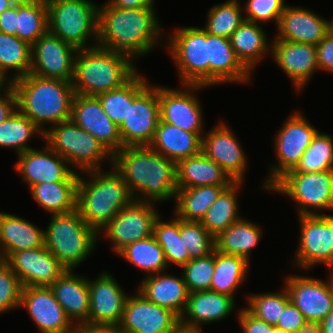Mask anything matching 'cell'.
Wrapping results in <instances>:
<instances>
[{
	"mask_svg": "<svg viewBox=\"0 0 333 333\" xmlns=\"http://www.w3.org/2000/svg\"><path fill=\"white\" fill-rule=\"evenodd\" d=\"M11 83L0 73V92L6 89Z\"/></svg>",
	"mask_w": 333,
	"mask_h": 333,
	"instance_id": "03108f58",
	"label": "cell"
},
{
	"mask_svg": "<svg viewBox=\"0 0 333 333\" xmlns=\"http://www.w3.org/2000/svg\"><path fill=\"white\" fill-rule=\"evenodd\" d=\"M273 61L286 73L295 91L302 92L317 70L316 46L285 40L272 39Z\"/></svg>",
	"mask_w": 333,
	"mask_h": 333,
	"instance_id": "d4e9b609",
	"label": "cell"
},
{
	"mask_svg": "<svg viewBox=\"0 0 333 333\" xmlns=\"http://www.w3.org/2000/svg\"><path fill=\"white\" fill-rule=\"evenodd\" d=\"M17 7L11 6L0 14V32L16 36Z\"/></svg>",
	"mask_w": 333,
	"mask_h": 333,
	"instance_id": "680465c9",
	"label": "cell"
},
{
	"mask_svg": "<svg viewBox=\"0 0 333 333\" xmlns=\"http://www.w3.org/2000/svg\"><path fill=\"white\" fill-rule=\"evenodd\" d=\"M203 134L188 132L159 121L149 147L177 164L180 160L201 152Z\"/></svg>",
	"mask_w": 333,
	"mask_h": 333,
	"instance_id": "1f68e13d",
	"label": "cell"
},
{
	"mask_svg": "<svg viewBox=\"0 0 333 333\" xmlns=\"http://www.w3.org/2000/svg\"><path fill=\"white\" fill-rule=\"evenodd\" d=\"M88 170L79 174L76 209L87 225L98 233L134 198L112 166L105 171ZM87 177H82L81 175Z\"/></svg>",
	"mask_w": 333,
	"mask_h": 333,
	"instance_id": "3957f363",
	"label": "cell"
},
{
	"mask_svg": "<svg viewBox=\"0 0 333 333\" xmlns=\"http://www.w3.org/2000/svg\"><path fill=\"white\" fill-rule=\"evenodd\" d=\"M209 87L217 84H250L251 74L238 60L230 39L208 34Z\"/></svg>",
	"mask_w": 333,
	"mask_h": 333,
	"instance_id": "83f0119b",
	"label": "cell"
},
{
	"mask_svg": "<svg viewBox=\"0 0 333 333\" xmlns=\"http://www.w3.org/2000/svg\"><path fill=\"white\" fill-rule=\"evenodd\" d=\"M333 170V136L318 132L299 163L288 172L312 173Z\"/></svg>",
	"mask_w": 333,
	"mask_h": 333,
	"instance_id": "bcb514c9",
	"label": "cell"
},
{
	"mask_svg": "<svg viewBox=\"0 0 333 333\" xmlns=\"http://www.w3.org/2000/svg\"><path fill=\"white\" fill-rule=\"evenodd\" d=\"M174 333H203L200 330L186 329L179 327Z\"/></svg>",
	"mask_w": 333,
	"mask_h": 333,
	"instance_id": "003e7915",
	"label": "cell"
},
{
	"mask_svg": "<svg viewBox=\"0 0 333 333\" xmlns=\"http://www.w3.org/2000/svg\"><path fill=\"white\" fill-rule=\"evenodd\" d=\"M234 309H236L235 297L210 290L191 292L186 308L180 316V327L202 331L204 324L227 319Z\"/></svg>",
	"mask_w": 333,
	"mask_h": 333,
	"instance_id": "4316f807",
	"label": "cell"
},
{
	"mask_svg": "<svg viewBox=\"0 0 333 333\" xmlns=\"http://www.w3.org/2000/svg\"><path fill=\"white\" fill-rule=\"evenodd\" d=\"M271 333H287V332H285L283 330H279V329L275 328V326H273L271 328Z\"/></svg>",
	"mask_w": 333,
	"mask_h": 333,
	"instance_id": "89a4df30",
	"label": "cell"
},
{
	"mask_svg": "<svg viewBox=\"0 0 333 333\" xmlns=\"http://www.w3.org/2000/svg\"><path fill=\"white\" fill-rule=\"evenodd\" d=\"M49 219L44 229L45 247L67 270H75L95 250L99 233L86 224L77 209L51 214Z\"/></svg>",
	"mask_w": 333,
	"mask_h": 333,
	"instance_id": "8992f818",
	"label": "cell"
},
{
	"mask_svg": "<svg viewBox=\"0 0 333 333\" xmlns=\"http://www.w3.org/2000/svg\"><path fill=\"white\" fill-rule=\"evenodd\" d=\"M66 270L51 286L55 299L77 327L88 325L90 311L88 277Z\"/></svg>",
	"mask_w": 333,
	"mask_h": 333,
	"instance_id": "f546056e",
	"label": "cell"
},
{
	"mask_svg": "<svg viewBox=\"0 0 333 333\" xmlns=\"http://www.w3.org/2000/svg\"><path fill=\"white\" fill-rule=\"evenodd\" d=\"M133 62L128 55L99 46L78 49L72 80L75 94L97 96L121 87L138 71Z\"/></svg>",
	"mask_w": 333,
	"mask_h": 333,
	"instance_id": "5b68a950",
	"label": "cell"
},
{
	"mask_svg": "<svg viewBox=\"0 0 333 333\" xmlns=\"http://www.w3.org/2000/svg\"><path fill=\"white\" fill-rule=\"evenodd\" d=\"M11 7L8 0H0V14Z\"/></svg>",
	"mask_w": 333,
	"mask_h": 333,
	"instance_id": "a7ac6f4b",
	"label": "cell"
},
{
	"mask_svg": "<svg viewBox=\"0 0 333 333\" xmlns=\"http://www.w3.org/2000/svg\"><path fill=\"white\" fill-rule=\"evenodd\" d=\"M328 280L289 274L283 278L290 300L305 320L322 321L333 309V272Z\"/></svg>",
	"mask_w": 333,
	"mask_h": 333,
	"instance_id": "2e32d148",
	"label": "cell"
},
{
	"mask_svg": "<svg viewBox=\"0 0 333 333\" xmlns=\"http://www.w3.org/2000/svg\"><path fill=\"white\" fill-rule=\"evenodd\" d=\"M329 26H330V32L333 33V19L329 21Z\"/></svg>",
	"mask_w": 333,
	"mask_h": 333,
	"instance_id": "2644e50d",
	"label": "cell"
},
{
	"mask_svg": "<svg viewBox=\"0 0 333 333\" xmlns=\"http://www.w3.org/2000/svg\"><path fill=\"white\" fill-rule=\"evenodd\" d=\"M215 267V249L204 258L189 260L182 266V276L189 292L208 291Z\"/></svg>",
	"mask_w": 333,
	"mask_h": 333,
	"instance_id": "f907efd6",
	"label": "cell"
},
{
	"mask_svg": "<svg viewBox=\"0 0 333 333\" xmlns=\"http://www.w3.org/2000/svg\"><path fill=\"white\" fill-rule=\"evenodd\" d=\"M78 182H45L32 186V198L48 214L67 213L76 209Z\"/></svg>",
	"mask_w": 333,
	"mask_h": 333,
	"instance_id": "ab89813d",
	"label": "cell"
},
{
	"mask_svg": "<svg viewBox=\"0 0 333 333\" xmlns=\"http://www.w3.org/2000/svg\"><path fill=\"white\" fill-rule=\"evenodd\" d=\"M117 255L145 272V276L167 271L169 267L163 249L153 235L127 245Z\"/></svg>",
	"mask_w": 333,
	"mask_h": 333,
	"instance_id": "60d3db41",
	"label": "cell"
},
{
	"mask_svg": "<svg viewBox=\"0 0 333 333\" xmlns=\"http://www.w3.org/2000/svg\"><path fill=\"white\" fill-rule=\"evenodd\" d=\"M177 188L204 185L231 186L235 181L229 174L202 152L176 164Z\"/></svg>",
	"mask_w": 333,
	"mask_h": 333,
	"instance_id": "836d02e7",
	"label": "cell"
},
{
	"mask_svg": "<svg viewBox=\"0 0 333 333\" xmlns=\"http://www.w3.org/2000/svg\"><path fill=\"white\" fill-rule=\"evenodd\" d=\"M279 292H265L249 294L246 296L245 308L256 318L276 326L286 304L290 301L285 286Z\"/></svg>",
	"mask_w": 333,
	"mask_h": 333,
	"instance_id": "7dc6e473",
	"label": "cell"
},
{
	"mask_svg": "<svg viewBox=\"0 0 333 333\" xmlns=\"http://www.w3.org/2000/svg\"><path fill=\"white\" fill-rule=\"evenodd\" d=\"M16 110L17 97L13 86L10 84L0 92V123L7 120Z\"/></svg>",
	"mask_w": 333,
	"mask_h": 333,
	"instance_id": "6f0895ef",
	"label": "cell"
},
{
	"mask_svg": "<svg viewBox=\"0 0 333 333\" xmlns=\"http://www.w3.org/2000/svg\"><path fill=\"white\" fill-rule=\"evenodd\" d=\"M30 71L31 45L17 36L0 32V73L12 83Z\"/></svg>",
	"mask_w": 333,
	"mask_h": 333,
	"instance_id": "f35d334b",
	"label": "cell"
},
{
	"mask_svg": "<svg viewBox=\"0 0 333 333\" xmlns=\"http://www.w3.org/2000/svg\"><path fill=\"white\" fill-rule=\"evenodd\" d=\"M45 245L44 229L16 214L0 211V260L13 252Z\"/></svg>",
	"mask_w": 333,
	"mask_h": 333,
	"instance_id": "4dcf8cb0",
	"label": "cell"
},
{
	"mask_svg": "<svg viewBox=\"0 0 333 333\" xmlns=\"http://www.w3.org/2000/svg\"><path fill=\"white\" fill-rule=\"evenodd\" d=\"M11 6L20 7L34 3L37 0H8Z\"/></svg>",
	"mask_w": 333,
	"mask_h": 333,
	"instance_id": "e7e4bbea",
	"label": "cell"
},
{
	"mask_svg": "<svg viewBox=\"0 0 333 333\" xmlns=\"http://www.w3.org/2000/svg\"><path fill=\"white\" fill-rule=\"evenodd\" d=\"M316 57L319 70L333 73V33L329 32L316 45Z\"/></svg>",
	"mask_w": 333,
	"mask_h": 333,
	"instance_id": "9f6ffc18",
	"label": "cell"
},
{
	"mask_svg": "<svg viewBox=\"0 0 333 333\" xmlns=\"http://www.w3.org/2000/svg\"><path fill=\"white\" fill-rule=\"evenodd\" d=\"M23 286L10 266L0 260V314L19 308Z\"/></svg>",
	"mask_w": 333,
	"mask_h": 333,
	"instance_id": "816d5d0a",
	"label": "cell"
},
{
	"mask_svg": "<svg viewBox=\"0 0 333 333\" xmlns=\"http://www.w3.org/2000/svg\"><path fill=\"white\" fill-rule=\"evenodd\" d=\"M244 182H235L226 188L207 210L201 224L215 238L230 225L242 218L238 196Z\"/></svg>",
	"mask_w": 333,
	"mask_h": 333,
	"instance_id": "74e56055",
	"label": "cell"
},
{
	"mask_svg": "<svg viewBox=\"0 0 333 333\" xmlns=\"http://www.w3.org/2000/svg\"><path fill=\"white\" fill-rule=\"evenodd\" d=\"M305 318L298 308L290 300L278 319L275 328L283 330L287 333H296V331L304 324Z\"/></svg>",
	"mask_w": 333,
	"mask_h": 333,
	"instance_id": "db71d44e",
	"label": "cell"
},
{
	"mask_svg": "<svg viewBox=\"0 0 333 333\" xmlns=\"http://www.w3.org/2000/svg\"><path fill=\"white\" fill-rule=\"evenodd\" d=\"M99 5L97 46L123 53L132 60L161 47L165 36L156 8L122 9L107 0Z\"/></svg>",
	"mask_w": 333,
	"mask_h": 333,
	"instance_id": "6da1fadb",
	"label": "cell"
},
{
	"mask_svg": "<svg viewBox=\"0 0 333 333\" xmlns=\"http://www.w3.org/2000/svg\"><path fill=\"white\" fill-rule=\"evenodd\" d=\"M111 6L122 9L155 8V0H108Z\"/></svg>",
	"mask_w": 333,
	"mask_h": 333,
	"instance_id": "91938a15",
	"label": "cell"
},
{
	"mask_svg": "<svg viewBox=\"0 0 333 333\" xmlns=\"http://www.w3.org/2000/svg\"><path fill=\"white\" fill-rule=\"evenodd\" d=\"M160 215L154 222L153 236L163 249L168 266L174 264L181 268L190 260V256L183 236H180V218L174 214L169 221H164Z\"/></svg>",
	"mask_w": 333,
	"mask_h": 333,
	"instance_id": "b9f144b4",
	"label": "cell"
},
{
	"mask_svg": "<svg viewBox=\"0 0 333 333\" xmlns=\"http://www.w3.org/2000/svg\"><path fill=\"white\" fill-rule=\"evenodd\" d=\"M46 3L48 32L77 49L97 46L98 3L92 0H46Z\"/></svg>",
	"mask_w": 333,
	"mask_h": 333,
	"instance_id": "52a82bcc",
	"label": "cell"
},
{
	"mask_svg": "<svg viewBox=\"0 0 333 333\" xmlns=\"http://www.w3.org/2000/svg\"><path fill=\"white\" fill-rule=\"evenodd\" d=\"M5 262L23 287H50L67 269L45 247L13 252Z\"/></svg>",
	"mask_w": 333,
	"mask_h": 333,
	"instance_id": "603a6c76",
	"label": "cell"
},
{
	"mask_svg": "<svg viewBox=\"0 0 333 333\" xmlns=\"http://www.w3.org/2000/svg\"><path fill=\"white\" fill-rule=\"evenodd\" d=\"M298 220L299 246L292 267L308 272L324 264L333 271V214L324 211L319 215L298 216Z\"/></svg>",
	"mask_w": 333,
	"mask_h": 333,
	"instance_id": "4fadbf2b",
	"label": "cell"
},
{
	"mask_svg": "<svg viewBox=\"0 0 333 333\" xmlns=\"http://www.w3.org/2000/svg\"><path fill=\"white\" fill-rule=\"evenodd\" d=\"M298 110L290 114L273 138L274 155L277 165H269V174L262 183L266 191L286 172L293 170L303 153L320 131Z\"/></svg>",
	"mask_w": 333,
	"mask_h": 333,
	"instance_id": "7c38bea8",
	"label": "cell"
},
{
	"mask_svg": "<svg viewBox=\"0 0 333 333\" xmlns=\"http://www.w3.org/2000/svg\"><path fill=\"white\" fill-rule=\"evenodd\" d=\"M250 262L241 256L224 254L215 249V267L210 291L234 297L247 281Z\"/></svg>",
	"mask_w": 333,
	"mask_h": 333,
	"instance_id": "8d00e7d4",
	"label": "cell"
},
{
	"mask_svg": "<svg viewBox=\"0 0 333 333\" xmlns=\"http://www.w3.org/2000/svg\"><path fill=\"white\" fill-rule=\"evenodd\" d=\"M112 166L134 200L156 204L175 199L176 163L149 146L123 147L113 154Z\"/></svg>",
	"mask_w": 333,
	"mask_h": 333,
	"instance_id": "7a4b0ae2",
	"label": "cell"
},
{
	"mask_svg": "<svg viewBox=\"0 0 333 333\" xmlns=\"http://www.w3.org/2000/svg\"><path fill=\"white\" fill-rule=\"evenodd\" d=\"M70 119L95 137L112 154L123 148L119 127L104 112L97 96L75 94Z\"/></svg>",
	"mask_w": 333,
	"mask_h": 333,
	"instance_id": "cb8c5ba5",
	"label": "cell"
},
{
	"mask_svg": "<svg viewBox=\"0 0 333 333\" xmlns=\"http://www.w3.org/2000/svg\"><path fill=\"white\" fill-rule=\"evenodd\" d=\"M43 142L80 173L104 169L102 163L106 162L112 167L113 154L71 119L47 127Z\"/></svg>",
	"mask_w": 333,
	"mask_h": 333,
	"instance_id": "ba28073f",
	"label": "cell"
},
{
	"mask_svg": "<svg viewBox=\"0 0 333 333\" xmlns=\"http://www.w3.org/2000/svg\"><path fill=\"white\" fill-rule=\"evenodd\" d=\"M296 333H322L321 322L306 320Z\"/></svg>",
	"mask_w": 333,
	"mask_h": 333,
	"instance_id": "6125c7cd",
	"label": "cell"
},
{
	"mask_svg": "<svg viewBox=\"0 0 333 333\" xmlns=\"http://www.w3.org/2000/svg\"><path fill=\"white\" fill-rule=\"evenodd\" d=\"M261 230L259 224L242 217L215 237V249L224 254L241 256L251 262L252 250L262 239Z\"/></svg>",
	"mask_w": 333,
	"mask_h": 333,
	"instance_id": "e575fe53",
	"label": "cell"
},
{
	"mask_svg": "<svg viewBox=\"0 0 333 333\" xmlns=\"http://www.w3.org/2000/svg\"><path fill=\"white\" fill-rule=\"evenodd\" d=\"M78 49L46 32L31 46V74L71 82Z\"/></svg>",
	"mask_w": 333,
	"mask_h": 333,
	"instance_id": "ac0fdd59",
	"label": "cell"
},
{
	"mask_svg": "<svg viewBox=\"0 0 333 333\" xmlns=\"http://www.w3.org/2000/svg\"><path fill=\"white\" fill-rule=\"evenodd\" d=\"M43 147L20 153L13 166L28 189L45 182H78L80 173L46 143Z\"/></svg>",
	"mask_w": 333,
	"mask_h": 333,
	"instance_id": "e0dca14e",
	"label": "cell"
},
{
	"mask_svg": "<svg viewBox=\"0 0 333 333\" xmlns=\"http://www.w3.org/2000/svg\"><path fill=\"white\" fill-rule=\"evenodd\" d=\"M268 191L292 199L298 216L319 215L324 210L333 211V170L286 172Z\"/></svg>",
	"mask_w": 333,
	"mask_h": 333,
	"instance_id": "30bf717a",
	"label": "cell"
},
{
	"mask_svg": "<svg viewBox=\"0 0 333 333\" xmlns=\"http://www.w3.org/2000/svg\"><path fill=\"white\" fill-rule=\"evenodd\" d=\"M128 296L118 327L126 333H174L180 317L172 310L158 306L135 290Z\"/></svg>",
	"mask_w": 333,
	"mask_h": 333,
	"instance_id": "d6986e66",
	"label": "cell"
},
{
	"mask_svg": "<svg viewBox=\"0 0 333 333\" xmlns=\"http://www.w3.org/2000/svg\"><path fill=\"white\" fill-rule=\"evenodd\" d=\"M329 21L313 10L287 4L281 14L274 37L279 40L316 46L330 32Z\"/></svg>",
	"mask_w": 333,
	"mask_h": 333,
	"instance_id": "484cf974",
	"label": "cell"
},
{
	"mask_svg": "<svg viewBox=\"0 0 333 333\" xmlns=\"http://www.w3.org/2000/svg\"><path fill=\"white\" fill-rule=\"evenodd\" d=\"M147 78L128 96L127 118L118 126L123 147L149 146L160 121L159 85Z\"/></svg>",
	"mask_w": 333,
	"mask_h": 333,
	"instance_id": "8fae6325",
	"label": "cell"
},
{
	"mask_svg": "<svg viewBox=\"0 0 333 333\" xmlns=\"http://www.w3.org/2000/svg\"><path fill=\"white\" fill-rule=\"evenodd\" d=\"M90 311L88 325L118 326L129 294L107 270L88 279Z\"/></svg>",
	"mask_w": 333,
	"mask_h": 333,
	"instance_id": "7402d4cb",
	"label": "cell"
},
{
	"mask_svg": "<svg viewBox=\"0 0 333 333\" xmlns=\"http://www.w3.org/2000/svg\"><path fill=\"white\" fill-rule=\"evenodd\" d=\"M138 72L121 87L97 95L104 112L117 126L127 118L128 96L146 79Z\"/></svg>",
	"mask_w": 333,
	"mask_h": 333,
	"instance_id": "c3c4849f",
	"label": "cell"
},
{
	"mask_svg": "<svg viewBox=\"0 0 333 333\" xmlns=\"http://www.w3.org/2000/svg\"><path fill=\"white\" fill-rule=\"evenodd\" d=\"M230 186L204 185L177 188L173 214L185 221L201 222L219 195Z\"/></svg>",
	"mask_w": 333,
	"mask_h": 333,
	"instance_id": "d590c367",
	"label": "cell"
},
{
	"mask_svg": "<svg viewBox=\"0 0 333 333\" xmlns=\"http://www.w3.org/2000/svg\"><path fill=\"white\" fill-rule=\"evenodd\" d=\"M238 138L231 127L220 120L211 131L203 134L201 152L224 169L235 182H245L249 160Z\"/></svg>",
	"mask_w": 333,
	"mask_h": 333,
	"instance_id": "ffe728a7",
	"label": "cell"
},
{
	"mask_svg": "<svg viewBox=\"0 0 333 333\" xmlns=\"http://www.w3.org/2000/svg\"><path fill=\"white\" fill-rule=\"evenodd\" d=\"M37 135L44 139V132L18 109L0 123V147L11 148L17 155L34 149L28 142Z\"/></svg>",
	"mask_w": 333,
	"mask_h": 333,
	"instance_id": "7bdbcfd3",
	"label": "cell"
},
{
	"mask_svg": "<svg viewBox=\"0 0 333 333\" xmlns=\"http://www.w3.org/2000/svg\"><path fill=\"white\" fill-rule=\"evenodd\" d=\"M322 333H333V309L321 321Z\"/></svg>",
	"mask_w": 333,
	"mask_h": 333,
	"instance_id": "be15d7a7",
	"label": "cell"
},
{
	"mask_svg": "<svg viewBox=\"0 0 333 333\" xmlns=\"http://www.w3.org/2000/svg\"><path fill=\"white\" fill-rule=\"evenodd\" d=\"M286 5L285 0H246L242 6L246 20L257 24L273 21L277 28Z\"/></svg>",
	"mask_w": 333,
	"mask_h": 333,
	"instance_id": "f5cc1de1",
	"label": "cell"
},
{
	"mask_svg": "<svg viewBox=\"0 0 333 333\" xmlns=\"http://www.w3.org/2000/svg\"><path fill=\"white\" fill-rule=\"evenodd\" d=\"M165 272L144 276L136 290L150 302L168 308L180 317L190 292L182 273L178 277Z\"/></svg>",
	"mask_w": 333,
	"mask_h": 333,
	"instance_id": "f1b7e54d",
	"label": "cell"
},
{
	"mask_svg": "<svg viewBox=\"0 0 333 333\" xmlns=\"http://www.w3.org/2000/svg\"><path fill=\"white\" fill-rule=\"evenodd\" d=\"M166 39L164 49L167 48L174 61L179 85L209 88L208 33L202 27H178Z\"/></svg>",
	"mask_w": 333,
	"mask_h": 333,
	"instance_id": "9c48e42d",
	"label": "cell"
},
{
	"mask_svg": "<svg viewBox=\"0 0 333 333\" xmlns=\"http://www.w3.org/2000/svg\"><path fill=\"white\" fill-rule=\"evenodd\" d=\"M260 25L245 19L230 37L236 57L251 74L271 53L272 40L268 39L266 30Z\"/></svg>",
	"mask_w": 333,
	"mask_h": 333,
	"instance_id": "d6a6232c",
	"label": "cell"
},
{
	"mask_svg": "<svg viewBox=\"0 0 333 333\" xmlns=\"http://www.w3.org/2000/svg\"><path fill=\"white\" fill-rule=\"evenodd\" d=\"M17 97V109L44 133L46 124L70 120L75 96L71 82L28 74L11 83Z\"/></svg>",
	"mask_w": 333,
	"mask_h": 333,
	"instance_id": "277c9868",
	"label": "cell"
},
{
	"mask_svg": "<svg viewBox=\"0 0 333 333\" xmlns=\"http://www.w3.org/2000/svg\"><path fill=\"white\" fill-rule=\"evenodd\" d=\"M19 308L27 310L41 333H76V326L55 299L50 287H23Z\"/></svg>",
	"mask_w": 333,
	"mask_h": 333,
	"instance_id": "44dd1931",
	"label": "cell"
},
{
	"mask_svg": "<svg viewBox=\"0 0 333 333\" xmlns=\"http://www.w3.org/2000/svg\"><path fill=\"white\" fill-rule=\"evenodd\" d=\"M180 86L183 89L159 85L160 121L188 132L205 133L202 113L204 110L196 92L206 89V86L189 84Z\"/></svg>",
	"mask_w": 333,
	"mask_h": 333,
	"instance_id": "9a60e30c",
	"label": "cell"
},
{
	"mask_svg": "<svg viewBox=\"0 0 333 333\" xmlns=\"http://www.w3.org/2000/svg\"><path fill=\"white\" fill-rule=\"evenodd\" d=\"M180 236H183L190 260L204 258L215 249V238L200 222L180 219Z\"/></svg>",
	"mask_w": 333,
	"mask_h": 333,
	"instance_id": "681fc988",
	"label": "cell"
},
{
	"mask_svg": "<svg viewBox=\"0 0 333 333\" xmlns=\"http://www.w3.org/2000/svg\"><path fill=\"white\" fill-rule=\"evenodd\" d=\"M155 205L133 200L99 232L111 241L115 255L127 245L153 235L154 222L161 213Z\"/></svg>",
	"mask_w": 333,
	"mask_h": 333,
	"instance_id": "5bb4252c",
	"label": "cell"
},
{
	"mask_svg": "<svg viewBox=\"0 0 333 333\" xmlns=\"http://www.w3.org/2000/svg\"><path fill=\"white\" fill-rule=\"evenodd\" d=\"M236 315L243 333H271L273 326L256 318L245 307L239 308Z\"/></svg>",
	"mask_w": 333,
	"mask_h": 333,
	"instance_id": "11a10c76",
	"label": "cell"
},
{
	"mask_svg": "<svg viewBox=\"0 0 333 333\" xmlns=\"http://www.w3.org/2000/svg\"><path fill=\"white\" fill-rule=\"evenodd\" d=\"M76 333H126L118 326L86 325L77 326Z\"/></svg>",
	"mask_w": 333,
	"mask_h": 333,
	"instance_id": "94428289",
	"label": "cell"
},
{
	"mask_svg": "<svg viewBox=\"0 0 333 333\" xmlns=\"http://www.w3.org/2000/svg\"><path fill=\"white\" fill-rule=\"evenodd\" d=\"M205 27L208 34L230 39L245 20L240 0H226L213 5L207 12Z\"/></svg>",
	"mask_w": 333,
	"mask_h": 333,
	"instance_id": "ee69618b",
	"label": "cell"
},
{
	"mask_svg": "<svg viewBox=\"0 0 333 333\" xmlns=\"http://www.w3.org/2000/svg\"><path fill=\"white\" fill-rule=\"evenodd\" d=\"M16 36L31 46L48 31L46 0L17 7Z\"/></svg>",
	"mask_w": 333,
	"mask_h": 333,
	"instance_id": "f6af8a7d",
	"label": "cell"
}]
</instances>
